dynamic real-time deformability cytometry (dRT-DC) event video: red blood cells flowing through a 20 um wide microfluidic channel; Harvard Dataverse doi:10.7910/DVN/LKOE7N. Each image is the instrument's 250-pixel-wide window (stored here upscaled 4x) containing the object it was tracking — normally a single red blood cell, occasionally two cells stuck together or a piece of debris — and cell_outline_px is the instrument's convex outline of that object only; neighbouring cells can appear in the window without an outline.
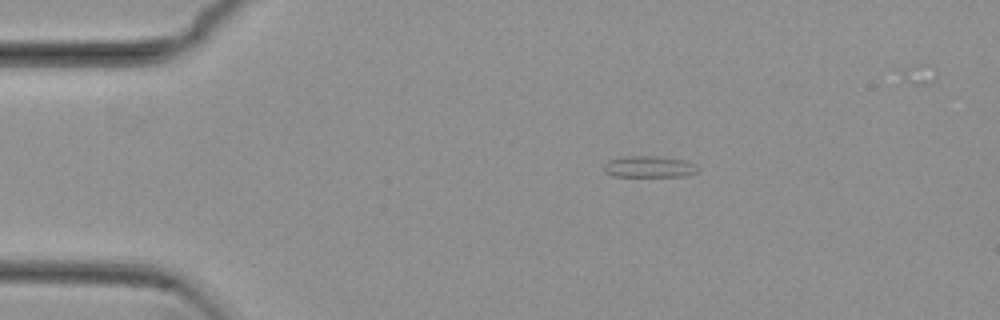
{"species": "common noctule bat (a hibernating species)", "species_latin": "Nyctalus noctula", "temperature_condition": "cold", "stored_images_in_passage": 45, "camera_frame_rate_fps": 3000, "um_per_image_px": 0.085, "animal": {"sex": "female", "body_mass_g": 29.2, "forearm_length_mm": 56.3}, "frame": {"image": 1, "passage_image": 1, "time_ms": 0.0, "image_size_px": [1000, 320], "cell_outline_px": [[700, 168], [696, 172], [684, 176], [612, 176], [604, 172], [604, 164], [608, 160], [624, 156], [656, 156], [684, 160], [696, 164]], "centroid_in_image_um": [55.17, 14.17], "position_along_channel_um": 29.8, "area_um2": 11.79}}
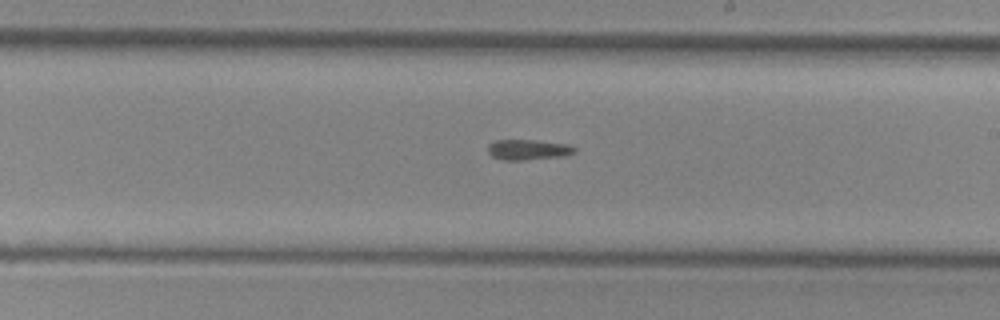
{"frame": {"image": 2, "passage_image": 22, "time_ms": 7.0, "image_size_px": [1000, 320], "cell_outline_px": [[576, 152], [564, 156], [524, 160], [504, 160], [492, 156], [488, 152], [488, 144], [496, 140], [536, 140], [568, 144], [576, 148]], "centroid_in_image_um": [44.91, 12.72], "position_along_channel_um": 244.1, "area_um2": 10.35}}
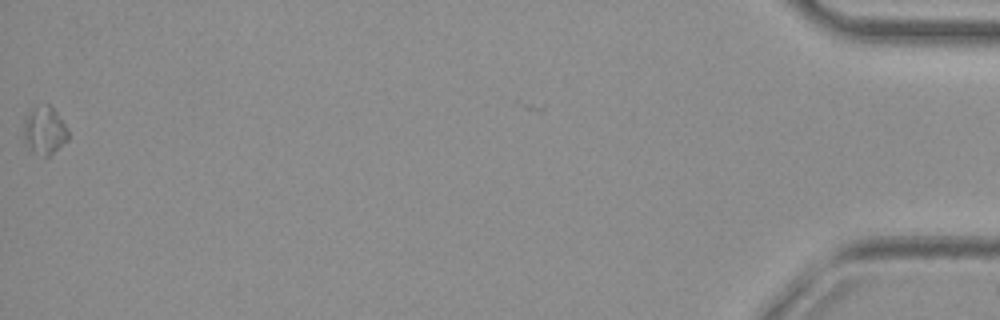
{"frame": {"image": 3, "passage_image": 45, "time_ms": 14.667, "image_size_px": [1000, 320], "cell_outline_px": [[68, 140], [48, 156], [44, 156], [32, 148], [24, 140], [24, 124], [32, 108], [48, 104], [60, 116], [68, 128]], "centroid_in_image_um": [3.83, 11.06], "position_along_channel_um": 431.4, "area_um2": 11.85}}